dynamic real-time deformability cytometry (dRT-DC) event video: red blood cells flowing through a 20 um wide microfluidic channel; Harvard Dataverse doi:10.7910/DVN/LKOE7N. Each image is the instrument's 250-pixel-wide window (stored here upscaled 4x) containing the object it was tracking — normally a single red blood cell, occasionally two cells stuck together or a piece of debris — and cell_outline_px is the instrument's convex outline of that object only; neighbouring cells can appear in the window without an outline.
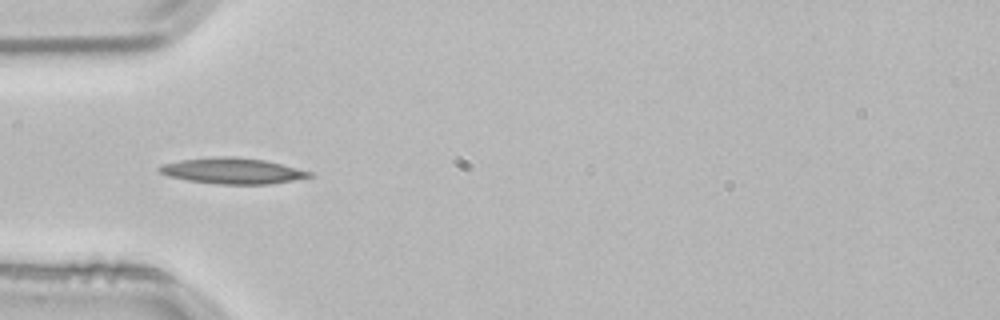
{"species": "common noctule bat (a hibernating species)", "species_latin": "Nyctalus noctula", "temperature_condition": "room temperature", "stored_images_in_passage": 2, "camera_frame_rate_fps": 3000, "um_per_image_px": 0.085, "animal": {"sex": "male", "body_mass_g": 21.5, "forearm_length_mm": 52.0}, "frame": {"image": 1, "passage_image": 2, "time_ms": 0.333, "image_size_px": [1000, 320], "cell_outline_px": [[316, 176], [268, 184], [220, 184], [188, 180], [168, 176], [160, 172], [156, 168], [160, 164], [180, 160], [216, 156], [232, 156], [264, 160], [312, 172]], "centroid_in_image_um": [19.72, 14.51], "position_along_channel_um": 65.3, "area_um2": 22.54}}